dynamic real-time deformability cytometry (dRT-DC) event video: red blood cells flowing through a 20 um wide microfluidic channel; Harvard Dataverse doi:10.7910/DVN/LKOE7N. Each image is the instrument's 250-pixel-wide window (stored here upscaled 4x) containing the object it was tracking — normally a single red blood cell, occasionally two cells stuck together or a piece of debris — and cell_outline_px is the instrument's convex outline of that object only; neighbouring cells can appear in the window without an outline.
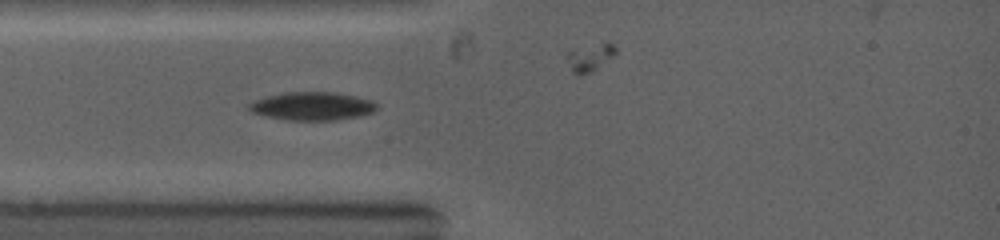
{"species": "common noctule bat (a hibernating species)", "species_latin": "Nyctalus noctula", "temperature_condition": "warm", "stored_images_in_passage": 2, "camera_frame_rate_fps": 5000, "um_per_image_px": 0.085, "animal": {"sex": "female", "body_mass_g": 19.0, "forearm_length_mm": 53.3}, "frame": {"image": 1, "passage_image": 1, "time_ms": 0.0, "image_size_px": [1000, 240], "cell_outline_px": [[376, 108], [372, 112], [360, 116], [336, 120], [288, 120], [268, 116], [252, 112], [248, 108], [248, 104], [252, 100], [284, 92], [336, 92], [356, 96], [372, 100], [376, 104]], "centroid_in_image_um": [26.53, 9.01], "position_along_channel_um": 58.5, "area_um2": 20.98}}